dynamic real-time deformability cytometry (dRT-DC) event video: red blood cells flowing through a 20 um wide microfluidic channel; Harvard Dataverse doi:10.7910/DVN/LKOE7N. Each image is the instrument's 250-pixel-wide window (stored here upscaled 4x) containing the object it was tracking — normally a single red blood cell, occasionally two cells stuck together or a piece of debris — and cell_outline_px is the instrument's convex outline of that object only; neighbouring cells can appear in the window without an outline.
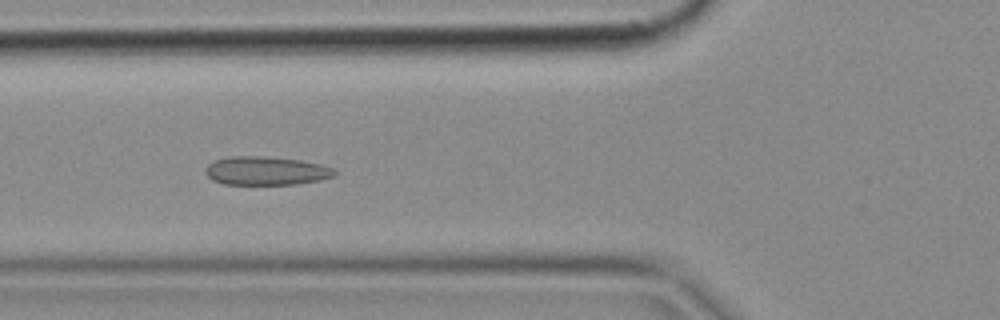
{"species": "common noctule bat (a hibernating species)", "species_latin": "Nyctalus noctula", "temperature_condition": "cold", "stored_images_in_passage": 6, "camera_frame_rate_fps": 3000, "um_per_image_px": 0.085, "animal": {"sex": "female", "body_mass_g": 18.4}, "frame": {"image": 1, "passage_image": 5, "time_ms": 1.333, "image_size_px": [1000, 320], "cell_outline_px": [[340, 172], [336, 176], [320, 180], [296, 184], [224, 184], [212, 180], [204, 172], [204, 168], [208, 164], [216, 160], [232, 156], [264, 156], [300, 160], [320, 164], [332, 168]], "centroid_in_image_um": [22.64, 14.52], "position_along_channel_um": 103.2, "area_um2": 21.62}}
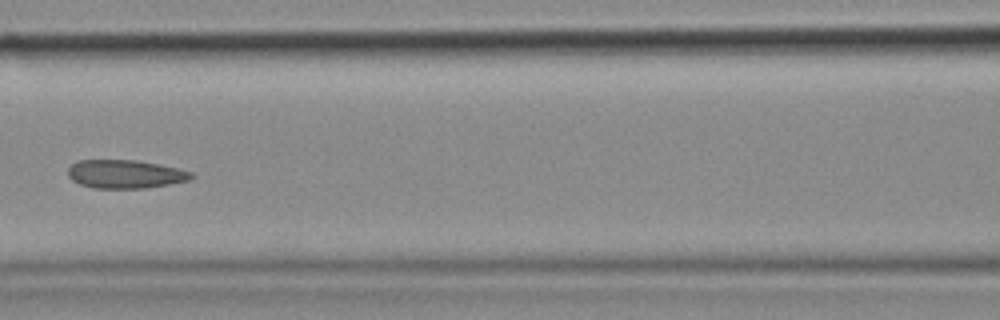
{"frame": {"image": 2, "passage_image": 6, "time_ms": 1.667, "image_size_px": [1000, 320], "cell_outline_px": [[196, 176], [188, 180], [168, 184], [144, 188], [92, 188], [80, 184], [72, 180], [68, 176], [68, 168], [76, 160], [136, 160], [160, 164], [192, 172]], "centroid_in_image_um": [10.62, 14.79], "position_along_channel_um": 156.0, "area_um2": 20.46}}